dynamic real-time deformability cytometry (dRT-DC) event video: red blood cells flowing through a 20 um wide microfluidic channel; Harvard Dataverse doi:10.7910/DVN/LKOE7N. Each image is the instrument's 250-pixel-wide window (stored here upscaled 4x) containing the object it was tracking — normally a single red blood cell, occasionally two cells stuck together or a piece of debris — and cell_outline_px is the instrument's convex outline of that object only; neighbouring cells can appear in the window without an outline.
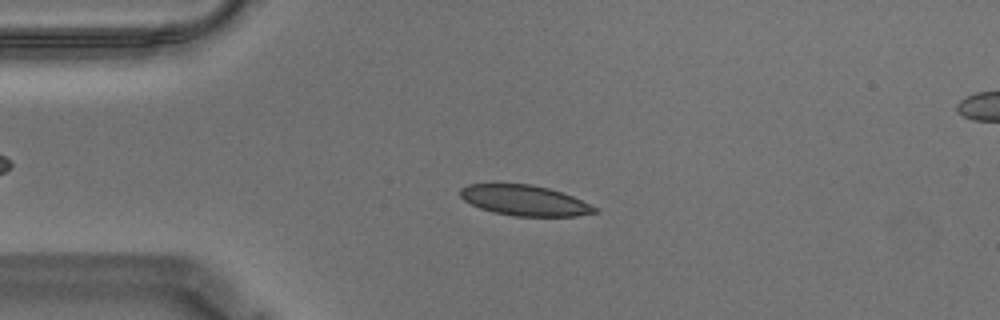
{"species": "Egyptian fruit bat (a non-hibernating species)", "species_latin": "Rousettus aegyptiacus", "temperature_condition": "warm", "stored_images_in_passage": 56, "camera_frame_rate_fps": 3000, "um_per_image_px": 0.085, "animal": {"sex": "male"}, "frame": {"image": 1, "passage_image": 12, "time_ms": 3.667, "image_size_px": [1000, 320], "cell_outline_px": [[600, 212], [576, 216], [516, 216], [492, 212], [480, 208], [464, 200], [460, 196], [460, 188], [468, 184], [532, 184], [548, 188], [572, 196], [596, 208]], "centroid_in_image_um": [44.57, 17.04], "position_along_channel_um": 40.4, "area_um2": 23.64}}
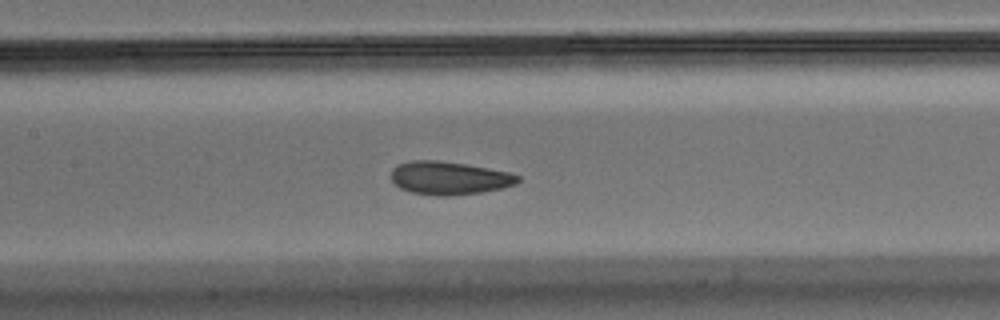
{"frame": {"image": 2, "passage_image": 25, "time_ms": 8.0, "image_size_px": [1000, 320], "cell_outline_px": [[520, 180], [516, 184], [500, 188], [480, 192], [448, 196], [436, 196], [412, 192], [400, 188], [392, 180], [392, 168], [396, 164], [412, 160], [440, 160], [488, 168], [508, 172], [520, 176]], "centroid_in_image_um": [38.16, 15.12], "position_along_channel_um": 169.2, "area_um2": 24.39}}
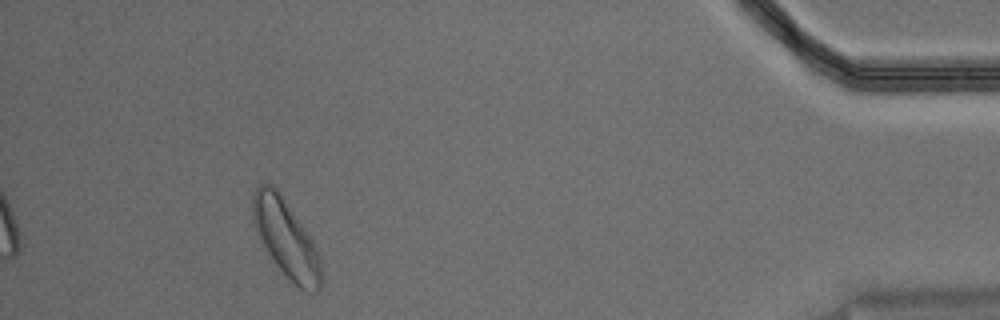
{"frame": {"image": 3, "passage_image": 51, "time_ms": 16.667, "image_size_px": [1000, 320], "cell_outline_px": [[320, 288], [316, 292], [308, 292], [300, 288], [276, 264], [268, 252], [252, 224], [252, 196], [256, 188], [260, 184], [272, 184], [276, 188], [304, 228], [312, 240], [316, 248], [320, 264]], "centroid_in_image_um": [24.27, 20.23], "position_along_channel_um": 410.9, "area_um2": 30.0}, "authors_computed_cell_mechanics": {"area_um2": 24.3627, "velocity_mm_per_s": 3.4939, "shape_relaxation_time_tau1_ms": 4.0095, "shape_relaxation_time_tau2_ms": 2.0519, "deformation_change_tau1": 0.1252, "deformation_change_tau2": 0.085}}